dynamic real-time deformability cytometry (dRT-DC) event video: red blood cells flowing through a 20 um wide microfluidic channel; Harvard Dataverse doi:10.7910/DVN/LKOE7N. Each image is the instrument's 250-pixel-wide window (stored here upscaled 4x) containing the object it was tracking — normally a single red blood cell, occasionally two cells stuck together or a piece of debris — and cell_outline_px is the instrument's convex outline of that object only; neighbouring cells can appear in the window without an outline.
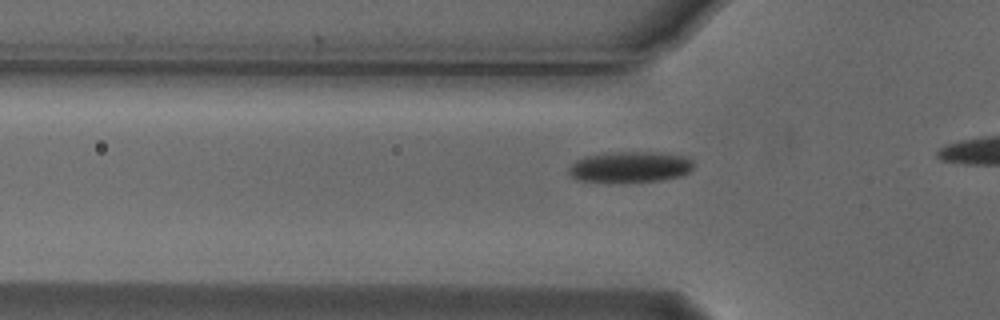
{"species": "Egyptian fruit bat (a non-hibernating species)", "species_latin": "Rousettus aegyptiacus", "temperature_condition": "cold", "stored_images_in_passage": 29, "camera_frame_rate_fps": 3000, "um_per_image_px": 0.085, "animal": {"sex": "male"}, "frame": {"image": 1, "passage_image": 13, "time_ms": 4.0, "image_size_px": [1000, 320], "cell_outline_px": [[692, 168], [688, 172], [680, 176], [664, 180], [576, 180], [568, 172], [568, 168], [576, 160], [584, 156], [608, 152], [652, 152], [684, 156], [692, 160]], "centroid_in_image_um": [53.54, 14.15], "position_along_channel_um": 72.3, "area_um2": 21.79}}
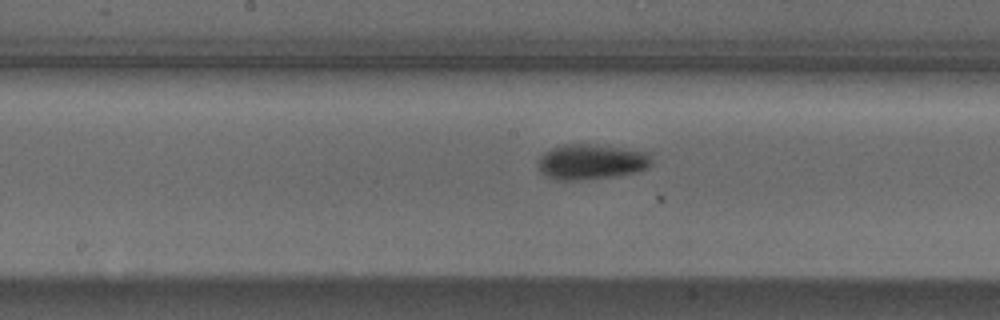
{"frame": {"image": 2, "passage_image": 23, "time_ms": 7.333, "image_size_px": [1000, 320], "cell_outline_px": [[652, 164], [644, 168], [632, 172], [612, 176], [572, 180], [556, 180], [544, 176], [540, 172], [540, 156], [544, 152], [552, 148], [564, 144], [588, 144], [620, 148], [648, 152], [652, 160]], "centroid_in_image_um": [50.21, 13.75], "position_along_channel_um": 198.0, "area_um2": 22.83}}
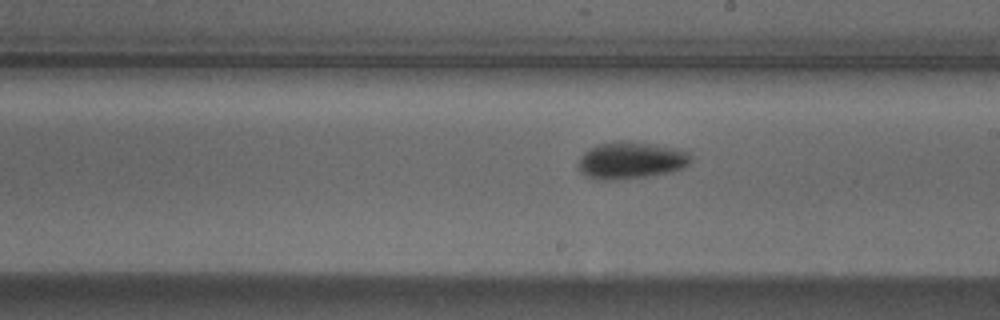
{"frame": {"image": 3, "passage_image": 26, "time_ms": 8.333, "image_size_px": [1000, 320], "cell_outline_px": [[692, 160], [684, 168], [672, 172], [648, 176], [612, 180], [604, 180], [588, 176], [580, 172], [580, 156], [584, 152], [600, 144], [616, 140], [624, 140], [652, 144], [672, 148], [688, 152]], "centroid_in_image_um": [53.65, 13.63], "position_along_channel_um": 235.3, "area_um2": 23.99}}